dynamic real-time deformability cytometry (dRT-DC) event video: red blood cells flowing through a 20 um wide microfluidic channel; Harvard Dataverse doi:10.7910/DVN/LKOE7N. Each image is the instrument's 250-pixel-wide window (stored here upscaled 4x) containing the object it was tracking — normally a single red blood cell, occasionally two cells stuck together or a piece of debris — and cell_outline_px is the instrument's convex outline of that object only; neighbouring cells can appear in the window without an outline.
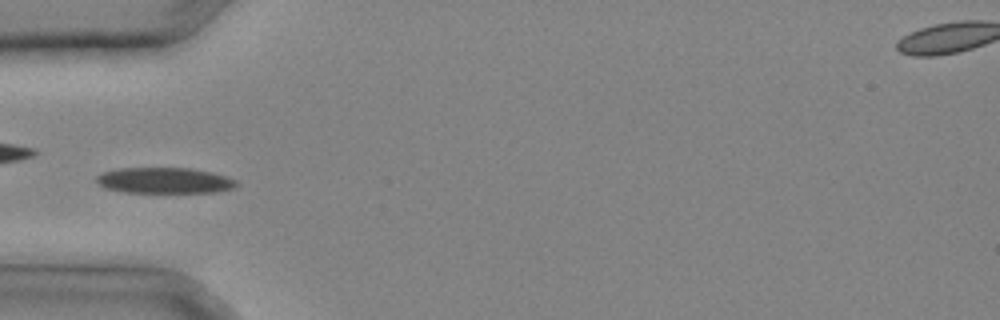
{"species": "common noctule bat (a hibernating species)", "species_latin": "Nyctalus noctula", "temperature_condition": "cold", "stored_images_in_passage": 31, "camera_frame_rate_fps": 3000, "um_per_image_px": 0.085, "animal": {"sex": "male", "body_mass_g": 20.4}, "frame": {"image": 1, "passage_image": 10, "time_ms": 3.0, "image_size_px": [1000, 320], "cell_outline_px": [[240, 184], [236, 188], [216, 192], [128, 192], [104, 188], [96, 180], [96, 176], [104, 172], [116, 168], [192, 168], [212, 172], [228, 176], [236, 180]], "centroid_in_image_um": [14.05, 15.33], "position_along_channel_um": 71.0, "area_um2": 21.21}}
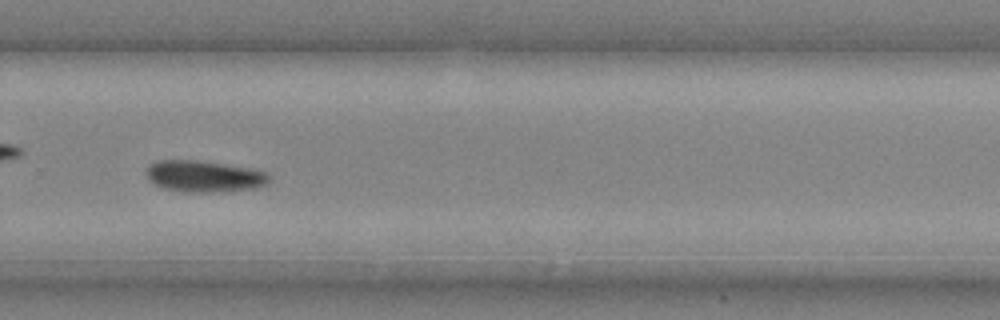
{"frame": {"image": 2, "passage_image": 22, "time_ms": 7.0, "image_size_px": [1000, 320], "cell_outline_px": [[268, 184], [256, 188], [216, 192], [188, 192], [164, 188], [152, 184], [148, 180], [144, 172], [144, 168], [148, 164], [156, 160], [200, 160], [248, 168], [264, 172], [268, 176]], "centroid_in_image_um": [17.24, 14.98], "position_along_channel_um": 312.6, "area_um2": 22.72}}
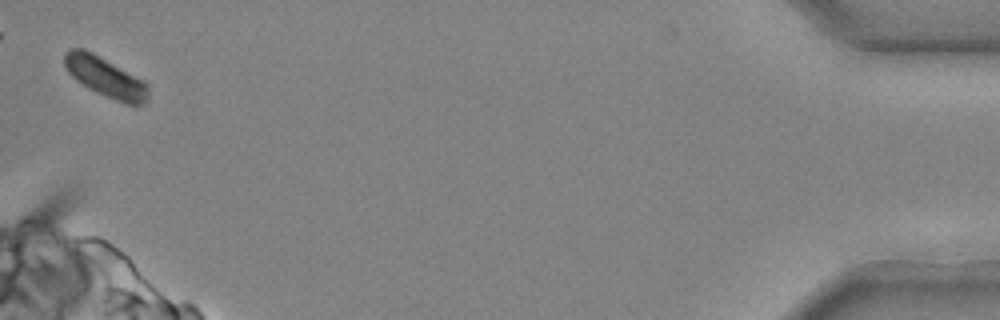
{"frame": {"image": 3, "passage_image": 31, "time_ms": 10.0, "image_size_px": [1000, 320], "cell_outline_px": [[148, 100], [144, 104], [128, 104], [116, 100], [96, 92], [88, 88], [76, 80], [68, 72], [64, 64], [64, 52], [68, 48], [84, 48], [92, 52], [144, 80], [148, 84]], "centroid_in_image_um": [8.95, 6.54], "position_along_channel_um": 426.3, "area_um2": 19.48}}